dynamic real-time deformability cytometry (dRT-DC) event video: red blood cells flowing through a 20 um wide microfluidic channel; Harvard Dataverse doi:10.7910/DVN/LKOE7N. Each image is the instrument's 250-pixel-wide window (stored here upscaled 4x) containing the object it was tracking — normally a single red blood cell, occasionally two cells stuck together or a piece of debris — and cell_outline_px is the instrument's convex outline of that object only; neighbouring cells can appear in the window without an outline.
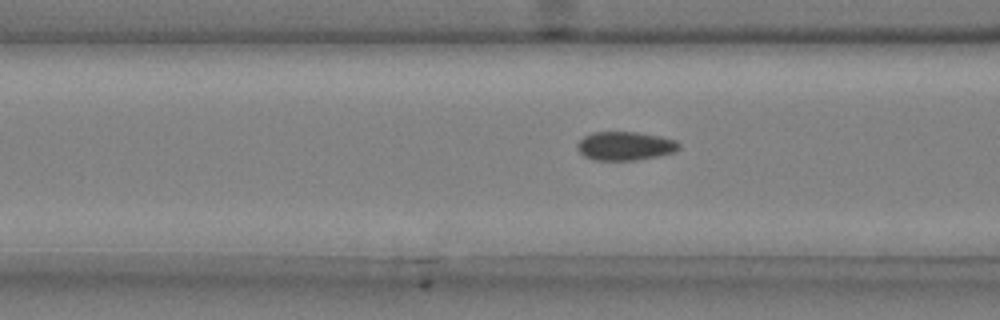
{"species": "common noctule bat (a hibernating species)", "species_latin": "Nyctalus noctula", "temperature_condition": "cold", "stored_images_in_passage": 23, "camera_frame_rate_fps": 3000, "um_per_image_px": 0.085, "animal": {"sex": "male", "body_mass_g": 20.4}, "frame": {"image": 1, "passage_image": 13, "time_ms": 4.0, "image_size_px": [1000, 320], "cell_outline_px": [[680, 148], [676, 152], [656, 156], [632, 160], [596, 160], [584, 156], [576, 148], [576, 144], [584, 136], [592, 132], [636, 132], [660, 136], [676, 140], [680, 144]], "centroid_in_image_um": [53.13, 12.4], "position_along_channel_um": 113.5, "area_um2": 16.99}}
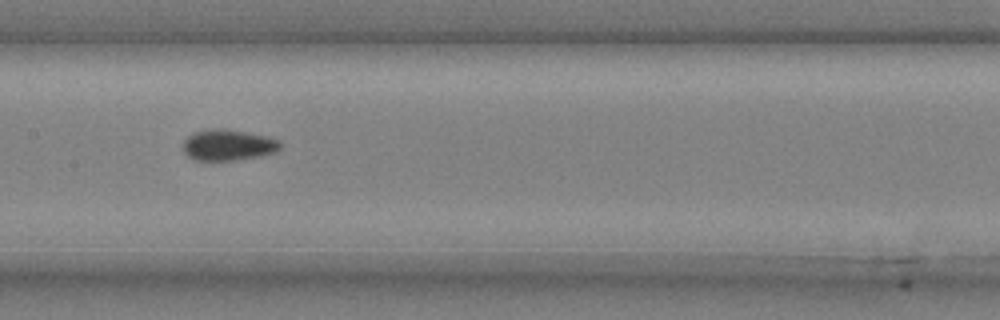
{"frame": {"image": 2, "passage_image": 19, "time_ms": 6.0, "image_size_px": [1000, 320], "cell_outline_px": [[280, 148], [276, 152], [260, 156], [236, 160], [196, 160], [188, 156], [184, 152], [184, 140], [192, 132], [208, 128], [228, 128], [268, 136], [280, 140]], "centroid_in_image_um": [19.4, 12.3], "position_along_channel_um": 188.0, "area_um2": 17.86}}
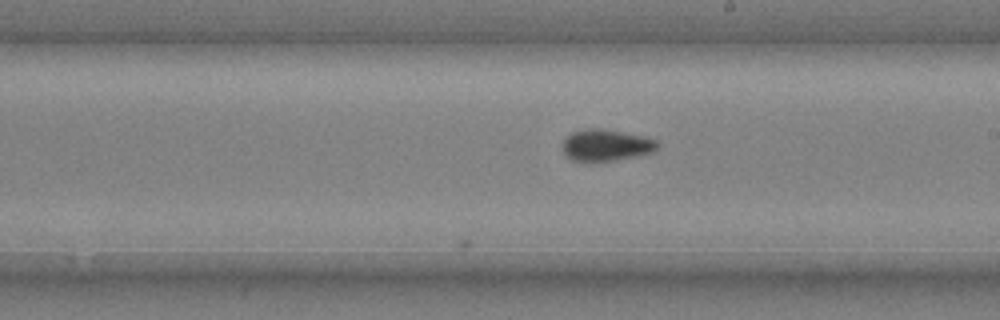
{"frame": {"image": 3, "passage_image": 23, "time_ms": 7.333, "image_size_px": [1000, 320], "cell_outline_px": [[660, 144], [652, 152], [612, 160], [572, 160], [564, 152], [560, 144], [572, 132], [588, 128], [604, 128], [644, 136], [656, 140]], "centroid_in_image_um": [51.5, 12.3], "position_along_channel_um": 237.5, "area_um2": 17.17}}